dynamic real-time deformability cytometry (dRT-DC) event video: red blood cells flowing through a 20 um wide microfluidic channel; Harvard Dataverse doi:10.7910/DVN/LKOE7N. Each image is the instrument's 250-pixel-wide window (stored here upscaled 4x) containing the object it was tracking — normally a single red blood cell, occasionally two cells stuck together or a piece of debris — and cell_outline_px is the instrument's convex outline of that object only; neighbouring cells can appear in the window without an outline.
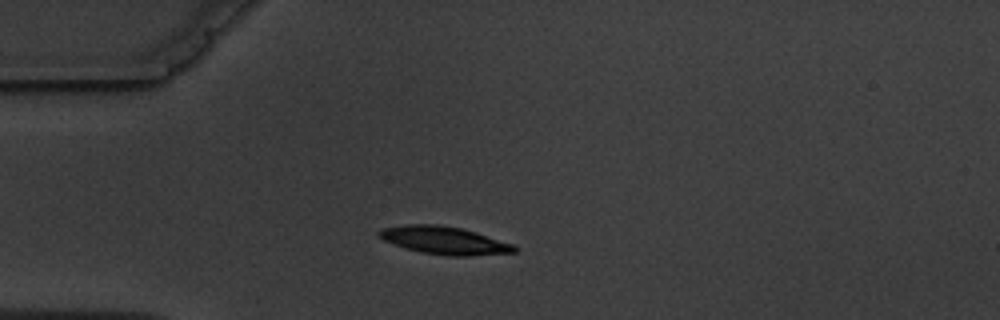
{"species": "common noctule bat (a hibernating species)", "species_latin": "Nyctalus noctula", "temperature_condition": "warm", "stored_images_in_passage": 6, "camera_frame_rate_fps": 3000, "um_per_image_px": 0.085, "animal": {"sex": "male", "body_mass_g": 19.5, "forearm_length_mm": 54.6}, "frame": {"image": 1, "passage_image": 4, "time_ms": 5.667, "image_size_px": [1000, 320], "cell_outline_px": [[516, 252], [472, 256], [448, 256], [420, 252], [404, 248], [384, 240], [376, 236], [376, 232], [380, 228], [408, 224], [436, 224], [460, 228], [476, 232], [512, 244], [516, 248]], "centroid_in_image_um": [37.7, 20.43], "position_along_channel_um": 47.3, "area_um2": 21.96}}
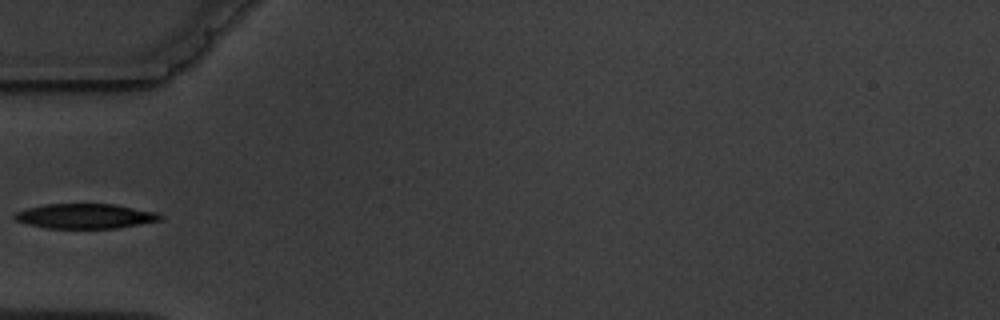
{"frame": {"image": 2, "passage_image": 5, "time_ms": 7.0, "image_size_px": [1000, 320], "cell_outline_px": [[160, 220], [120, 228], [48, 228], [28, 224], [16, 220], [12, 216], [16, 212], [28, 208], [44, 204], [112, 204], [156, 212], [160, 216]], "centroid_in_image_um": [7.21, 18.37], "position_along_channel_um": 77.8, "area_um2": 20.81}}
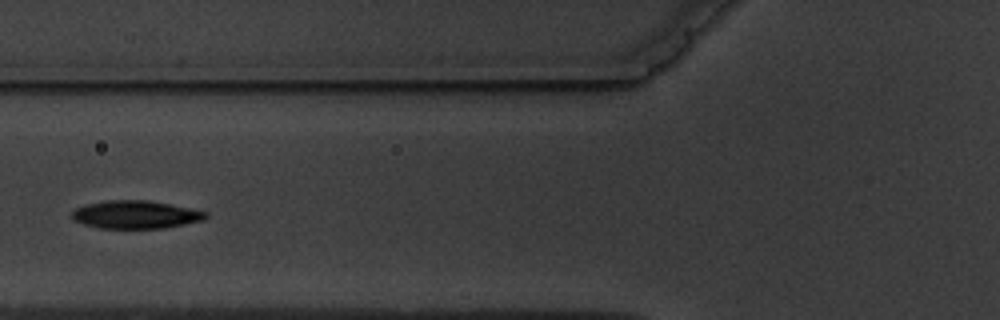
{"frame": {"image": 3, "passage_image": 6, "time_ms": 8.0, "image_size_px": [1000, 320], "cell_outline_px": [[208, 216], [204, 220], [164, 228], [96, 228], [72, 220], [72, 212], [76, 208], [88, 204], [108, 200], [148, 200], [208, 212]], "centroid_in_image_um": [11.51, 18.25], "position_along_channel_um": 114.3, "area_um2": 21.68}}